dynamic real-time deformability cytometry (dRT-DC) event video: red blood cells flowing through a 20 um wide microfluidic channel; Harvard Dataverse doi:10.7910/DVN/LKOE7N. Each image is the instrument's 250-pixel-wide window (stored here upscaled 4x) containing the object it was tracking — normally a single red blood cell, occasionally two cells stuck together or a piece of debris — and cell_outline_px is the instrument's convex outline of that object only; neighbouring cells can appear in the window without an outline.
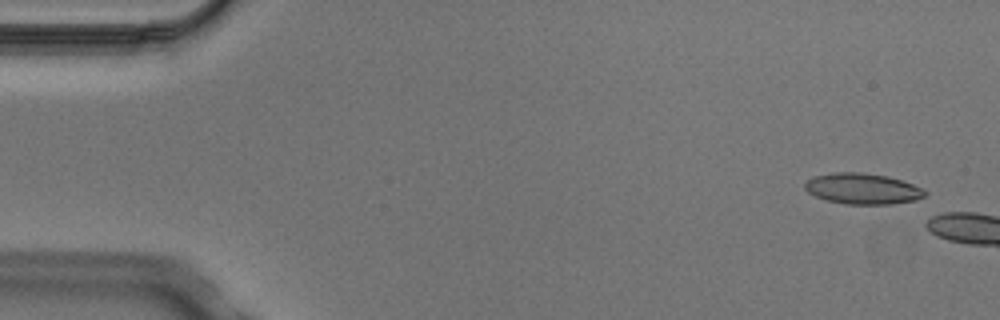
{"species": "Egyptian fruit bat (a non-hibernating species)", "species_latin": "Rousettus aegyptiacus", "temperature_condition": "cold", "stored_images_in_passage": 2, "camera_frame_rate_fps": 3000, "um_per_image_px": 0.085, "animal": {"sex": "male"}, "frame": {"image": 1, "passage_image": 1, "time_ms": 0.0, "image_size_px": [1000, 320], "cell_outline_px": [[928, 192], [924, 196], [916, 200], [892, 204], [844, 204], [828, 200], [816, 196], [808, 192], [804, 188], [804, 184], [812, 176], [832, 172], [860, 172], [888, 176], [912, 184]], "centroid_in_image_um": [73.3, 16.03], "position_along_channel_um": 11.7, "area_um2": 21.56}}